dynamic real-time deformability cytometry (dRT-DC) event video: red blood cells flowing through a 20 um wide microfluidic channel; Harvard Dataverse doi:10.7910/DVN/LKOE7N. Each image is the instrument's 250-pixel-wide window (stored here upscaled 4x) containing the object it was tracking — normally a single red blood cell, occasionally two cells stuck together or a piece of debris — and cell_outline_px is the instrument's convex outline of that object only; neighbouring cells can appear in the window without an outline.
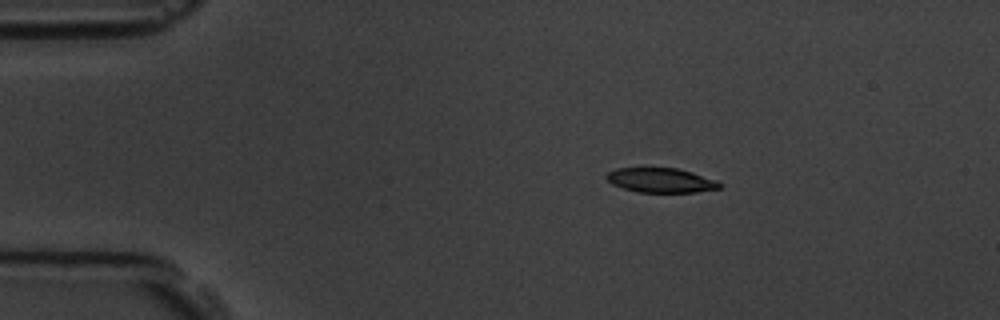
{"species": "common noctule bat (a hibernating species)", "species_latin": "Nyctalus noctula", "temperature_condition": "room temperature", "stored_images_in_passage": 3, "camera_frame_rate_fps": 3000, "um_per_image_px": 0.085, "animal": {"sex": "male", "body_mass_g": 19.5, "forearm_length_mm": 54.6}, "frame": {"image": 1, "passage_image": 1, "time_ms": 0.0, "image_size_px": [1000, 320], "cell_outline_px": [[724, 184], [720, 188], [696, 192], [640, 192], [624, 188], [612, 184], [604, 176], [608, 172], [616, 168], [676, 168], [692, 172], [716, 180]], "centroid_in_image_um": [56.19, 15.32], "position_along_channel_um": 28.8, "area_um2": 16.13}}
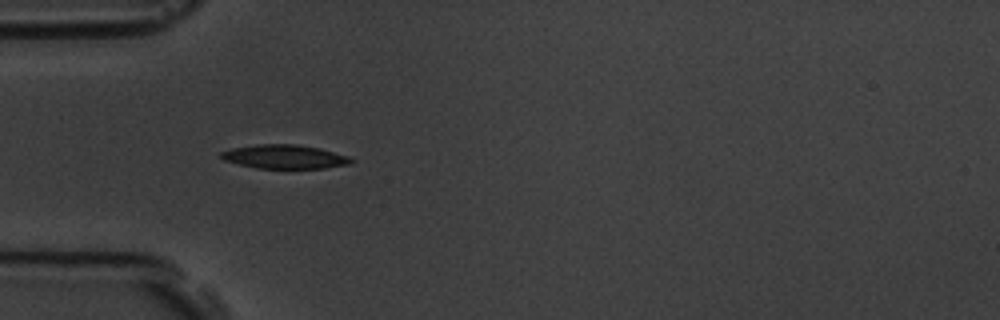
{"frame": {"image": 2, "passage_image": 3, "time_ms": 2.333, "image_size_px": [1000, 320], "cell_outline_px": [[356, 160], [352, 164], [324, 168], [256, 168], [224, 160], [220, 156], [220, 152], [232, 148], [256, 144], [296, 144], [320, 148], [348, 156]], "centroid_in_image_um": [24.23, 13.32], "position_along_channel_um": 60.8, "area_um2": 18.15}}